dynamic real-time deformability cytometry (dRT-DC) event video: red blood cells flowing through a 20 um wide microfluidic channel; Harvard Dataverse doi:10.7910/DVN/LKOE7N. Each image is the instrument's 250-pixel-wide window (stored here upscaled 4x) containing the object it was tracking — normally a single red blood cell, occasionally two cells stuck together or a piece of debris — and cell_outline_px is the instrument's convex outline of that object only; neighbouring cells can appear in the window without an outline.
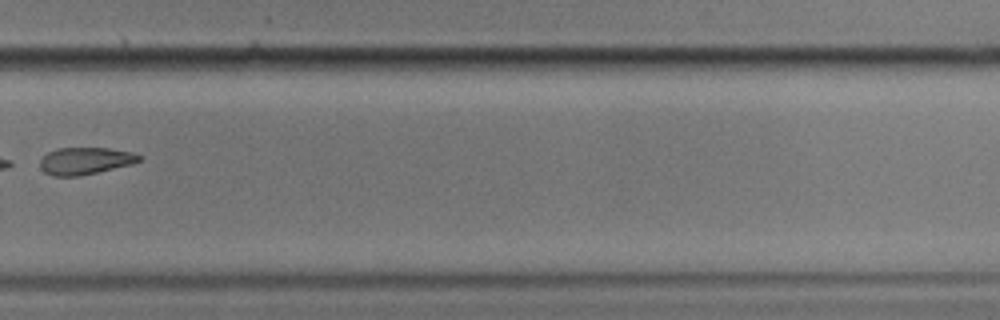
{"species": "common noctule bat (a hibernating species)", "species_latin": "Nyctalus noctula", "temperature_condition": "cold", "stored_images_in_passage": 11, "camera_frame_rate_fps": 3000, "um_per_image_px": 0.085, "animal": {"sex": "male", "body_mass_g": 17.9}, "frame": {"image": 1, "passage_image": 11, "time_ms": 13.0, "image_size_px": [1000, 320], "cell_outline_px": [[140, 160], [132, 164], [80, 176], [52, 176], [44, 172], [40, 168], [40, 160], [48, 152], [56, 148], [108, 148], [132, 152], [140, 156]], "centroid_in_image_um": [7.21, 13.68], "position_along_channel_um": 322.6, "area_um2": 15.61}}